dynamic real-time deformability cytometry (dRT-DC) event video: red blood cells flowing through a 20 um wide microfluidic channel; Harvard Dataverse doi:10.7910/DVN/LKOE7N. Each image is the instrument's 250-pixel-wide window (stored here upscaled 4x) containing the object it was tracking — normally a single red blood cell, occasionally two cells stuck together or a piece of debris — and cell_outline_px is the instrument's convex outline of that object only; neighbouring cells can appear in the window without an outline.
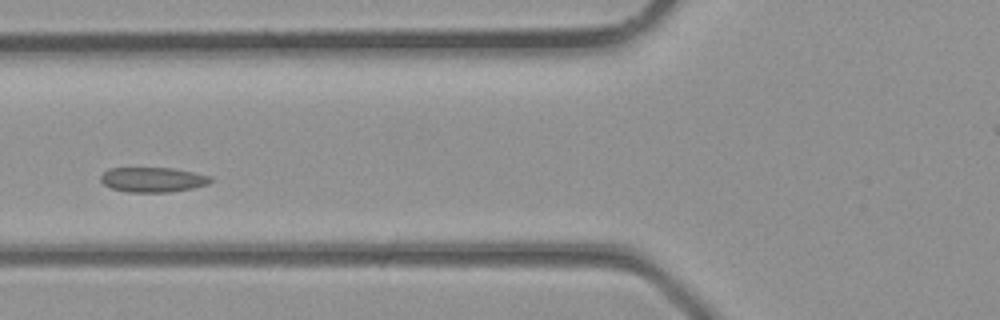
{"species": "common noctule bat (a hibernating species)", "species_latin": "Nyctalus noctula", "temperature_condition": "room temperature", "stored_images_in_passage": 3, "camera_frame_rate_fps": 3000, "um_per_image_px": 0.085, "animal": {"sex": "male", "body_mass_g": 23.1, "forearm_length_mm": 52.7}, "frame": {"image": 1, "passage_image": 3, "time_ms": 0.667, "image_size_px": [1000, 320], "cell_outline_px": [[212, 180], [208, 184], [192, 188], [168, 192], [128, 192], [112, 188], [104, 184], [100, 180], [100, 176], [108, 168], [172, 168], [212, 176]], "centroid_in_image_um": [12.98, 15.27], "position_along_channel_um": 112.8, "area_um2": 15.84}}